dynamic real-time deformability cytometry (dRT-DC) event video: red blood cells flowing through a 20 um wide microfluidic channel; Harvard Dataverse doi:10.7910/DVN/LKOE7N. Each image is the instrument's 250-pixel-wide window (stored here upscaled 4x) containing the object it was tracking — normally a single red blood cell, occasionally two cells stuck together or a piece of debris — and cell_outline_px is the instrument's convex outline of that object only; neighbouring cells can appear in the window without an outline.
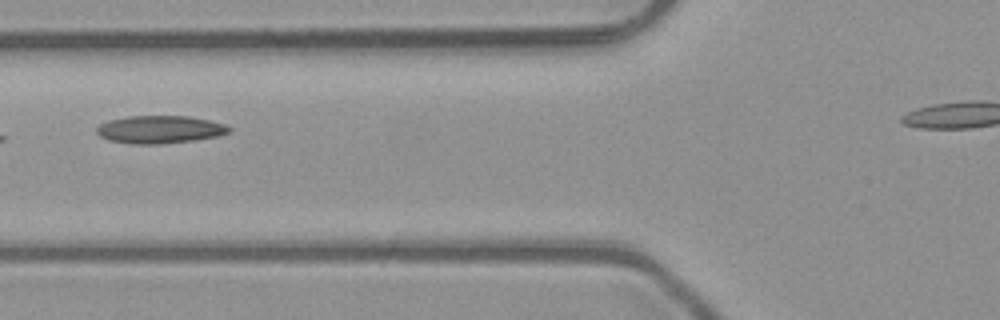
{"species": "common noctule bat (a hibernating species)", "species_latin": "Nyctalus noctula", "temperature_condition": "room temperature", "stored_images_in_passage": 4, "segment_of_instrument_passage": [1, 2], "camera_frame_rate_fps": 3000, "um_per_image_px": 0.085, "animal": {"sex": "male", "body_mass_g": 23.1, "forearm_length_mm": 52.7}, "frame": {"image": 1, "passage_image": 3, "time_ms": 0.667, "image_size_px": [1000, 320], "cell_outline_px": [[232, 132], [216, 136], [192, 140], [160, 144], [132, 144], [108, 140], [100, 136], [96, 132], [96, 128], [100, 124], [108, 120], [128, 116], [188, 116], [208, 120], [224, 124], [232, 128]], "centroid_in_image_um": [13.56, 11.0], "position_along_channel_um": 112.2, "area_um2": 21.39}}